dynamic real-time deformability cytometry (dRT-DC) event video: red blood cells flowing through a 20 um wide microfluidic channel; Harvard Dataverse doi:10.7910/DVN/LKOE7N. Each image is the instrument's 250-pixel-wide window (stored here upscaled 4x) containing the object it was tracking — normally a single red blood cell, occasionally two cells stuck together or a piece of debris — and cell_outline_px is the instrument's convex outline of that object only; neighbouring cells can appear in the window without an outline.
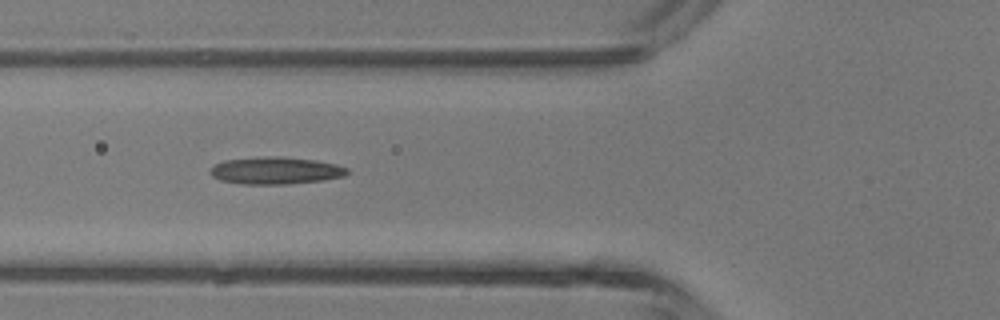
{"species": "common noctule bat (a hibernating species)", "species_latin": "Nyctalus noctula", "temperature_condition": "room temperature", "stored_images_in_passage": 4, "camera_frame_rate_fps": 3000, "um_per_image_px": 0.085, "animal": {"sex": "male", "body_mass_g": 13.3}, "frame": {"image": 1, "passage_image": 3, "time_ms": 2.0, "image_size_px": [1000, 320], "cell_outline_px": [[348, 172], [344, 176], [320, 180], [288, 184], [244, 184], [220, 180], [212, 176], [208, 172], [216, 164], [224, 160], [268, 156], [280, 156], [316, 160], [336, 164], [348, 168]], "centroid_in_image_um": [23.42, 14.49], "position_along_channel_um": 102.4, "area_um2": 21.62}}
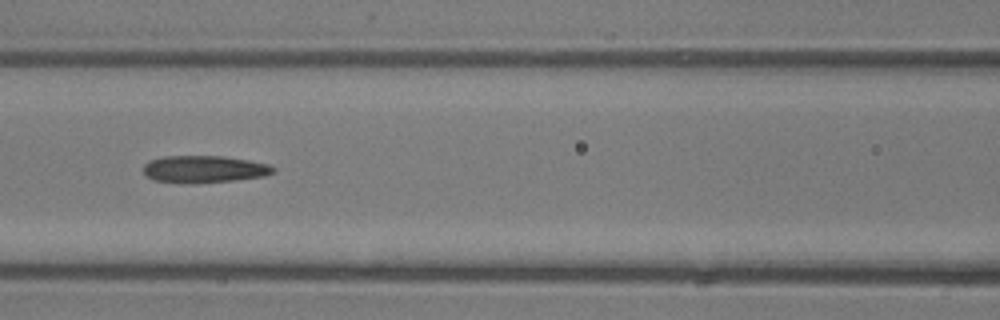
{"frame": {"image": 2, "passage_image": 4, "time_ms": 3.0, "image_size_px": [1000, 320], "cell_outline_px": [[276, 172], [264, 176], [232, 180], [196, 184], [188, 184], [152, 180], [144, 172], [144, 164], [148, 160], [164, 156], [224, 156], [248, 160], [268, 164], [276, 168]], "centroid_in_image_um": [17.34, 14.38], "position_along_channel_um": 149.3, "area_um2": 20.75}}